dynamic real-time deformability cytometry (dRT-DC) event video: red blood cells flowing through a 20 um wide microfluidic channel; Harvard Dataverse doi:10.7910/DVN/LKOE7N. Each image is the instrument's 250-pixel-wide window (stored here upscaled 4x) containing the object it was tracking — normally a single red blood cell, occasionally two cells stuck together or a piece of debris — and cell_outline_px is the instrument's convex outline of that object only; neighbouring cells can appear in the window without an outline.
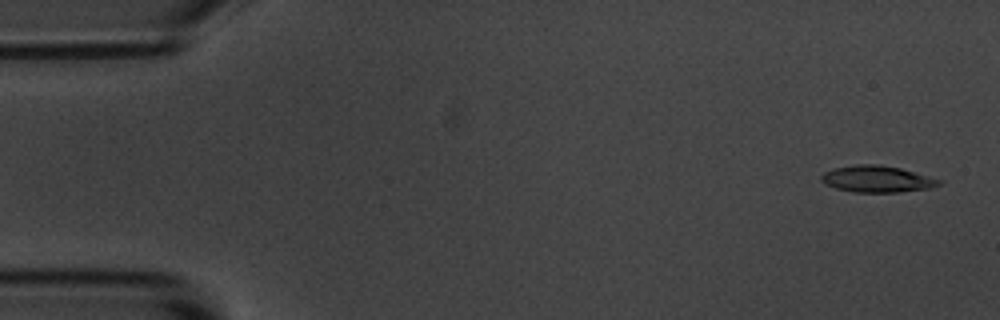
{"species": "common noctule bat (a hibernating species)", "species_latin": "Nyctalus noctula", "temperature_condition": "room temperature", "stored_images_in_passage": 54, "camera_frame_rate_fps": 3000, "um_per_image_px": 0.085, "animal": {"sex": "male", "body_mass_g": 20.1, "forearm_length_mm": 53.5}, "frame": {"image": 1, "passage_image": 1, "time_ms": 0.0, "image_size_px": [1000, 320], "cell_outline_px": [[944, 180], [940, 184], [928, 188], [896, 192], [852, 192], [836, 188], [824, 184], [820, 180], [820, 176], [824, 172], [832, 168], [856, 164], [880, 164], [900, 168]], "centroid_in_image_um": [74.5, 15.2], "position_along_channel_um": 10.5, "area_um2": 18.32}}
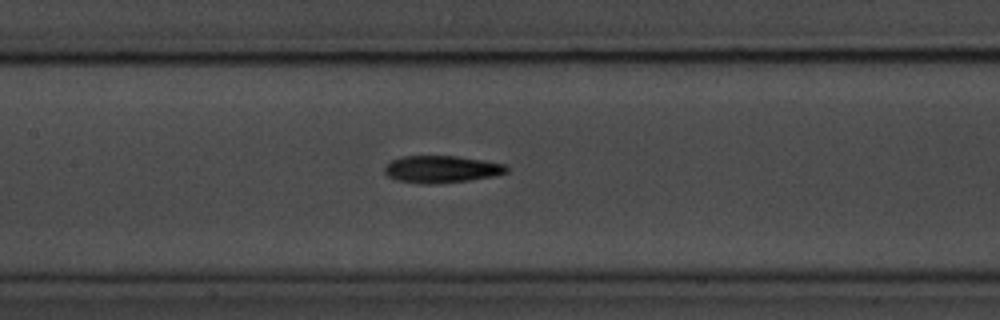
{"frame": {"image": 2, "passage_image": 24, "time_ms": 7.667, "image_size_px": [1000, 320], "cell_outline_px": [[508, 172], [496, 176], [468, 180], [432, 184], [420, 184], [396, 180], [388, 176], [384, 172], [384, 168], [392, 160], [404, 156], [456, 156], [484, 160], [508, 164]], "centroid_in_image_um": [37.57, 14.38], "position_along_channel_um": 169.8, "area_um2": 19.42}}
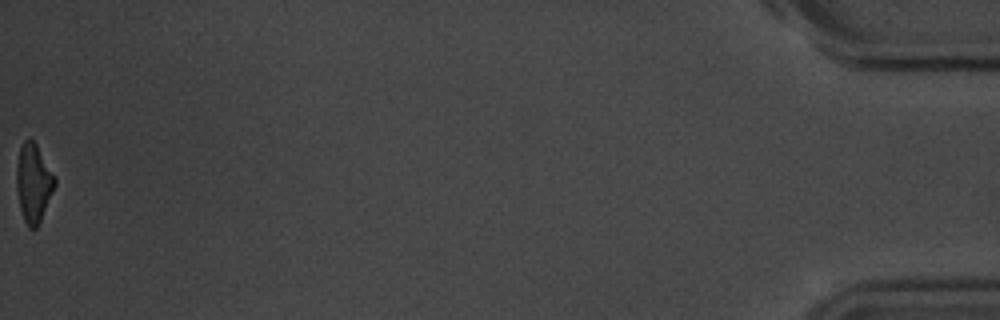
{"frame": {"image": 3, "passage_image": 54, "time_ms": 17.667, "image_size_px": [1000, 320], "cell_outline_px": [[56, 184], [40, 220], [36, 228], [28, 228], [24, 220], [20, 208], [16, 188], [16, 164], [20, 148], [24, 140], [28, 136], [36, 144], [56, 176]], "centroid_in_image_um": [2.83, 15.52], "position_along_channel_um": 432.4, "area_um2": 17.51}, "authors_computed_cell_mechanics": {"area_um2": 18.5538, "velocity_mm_per_s": 3.6416, "shape_relaxation_time_tau1_ms": 2.9166, "shape_relaxation_time_tau2_ms": 6.5029, "deformation_change_tau1": 0.1836, "deformation_change_tau2": 0.1747}}